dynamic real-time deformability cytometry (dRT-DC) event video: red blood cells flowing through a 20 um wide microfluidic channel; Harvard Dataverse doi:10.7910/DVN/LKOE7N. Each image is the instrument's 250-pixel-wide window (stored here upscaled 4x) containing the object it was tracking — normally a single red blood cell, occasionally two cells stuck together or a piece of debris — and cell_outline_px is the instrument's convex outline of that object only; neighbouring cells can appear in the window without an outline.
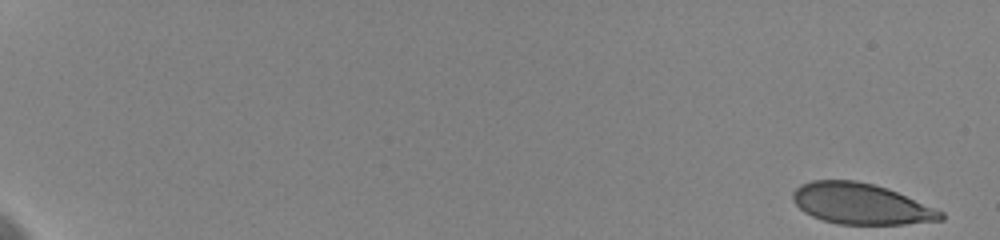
{"species": "human", "species_latin": "Homo sapiens", "temperature_condition": "cold", "stored_images_in_passage": 26, "camera_frame_rate_fps": 3000, "um_per_image_px": 0.085, "donor": {"sex": "female"}, "frame": {"image": 1, "passage_image": 1, "time_ms": 0.0, "image_size_px": [1000, 240], "cell_outline_px": [[944, 220], [904, 224], [836, 224], [812, 216], [804, 212], [792, 200], [792, 192], [800, 184], [812, 180], [856, 180], [888, 188], [944, 212]], "centroid_in_image_um": [73.16, 17.32], "position_along_channel_um": 11.8, "area_um2": 35.26}}
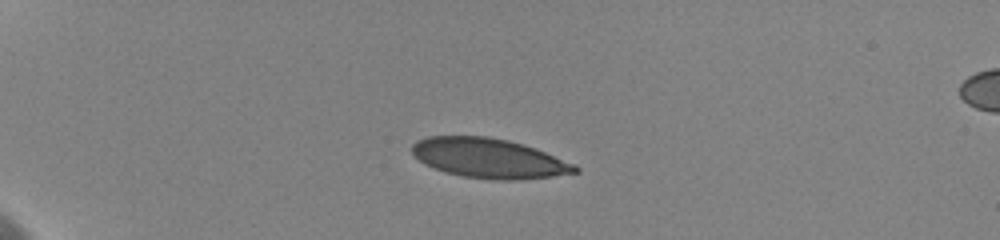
{"frame": {"image": 2, "passage_image": 12, "time_ms": 5.0, "image_size_px": [1000, 240], "cell_outline_px": [[580, 172], [552, 176], [516, 180], [500, 180], [464, 176], [448, 172], [424, 164], [412, 152], [412, 144], [416, 140], [428, 136], [488, 136], [508, 140], [524, 144], [536, 148], [576, 164], [580, 168]], "centroid_in_image_um": [41.61, 13.43], "position_along_channel_um": 43.4, "area_um2": 37.63}}